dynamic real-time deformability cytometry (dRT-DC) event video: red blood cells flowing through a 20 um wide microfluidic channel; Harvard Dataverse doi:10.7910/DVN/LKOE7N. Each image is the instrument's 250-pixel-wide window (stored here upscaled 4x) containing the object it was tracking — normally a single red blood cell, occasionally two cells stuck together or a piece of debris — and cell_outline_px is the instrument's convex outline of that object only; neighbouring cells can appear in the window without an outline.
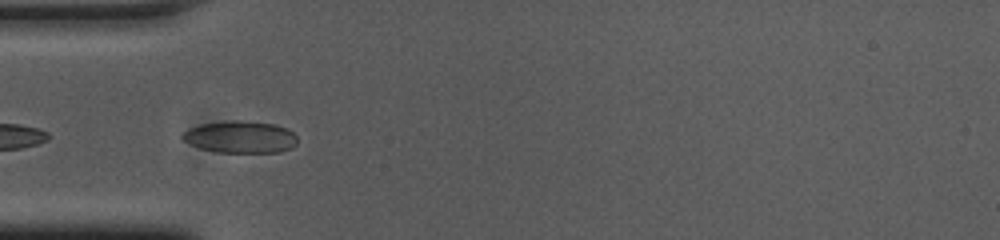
{"species": "common noctule bat (a hibernating species)", "species_latin": "Nyctalus noctula", "temperature_condition": "cold", "stored_images_in_passage": 9, "camera_frame_rate_fps": 3000, "um_per_image_px": 0.085, "animal": {"sex": "female", "body_mass_g": 23.0, "forearm_length_mm": 53.4}, "frame": {"image": 1, "passage_image": 2, "time_ms": 0.333, "image_size_px": [1000, 240], "cell_outline_px": [[296, 144], [292, 148], [280, 152], [216, 152], [200, 148], [184, 140], [180, 136], [188, 128], [200, 124], [232, 120], [240, 120], [276, 124], [288, 128], [296, 136]], "centroid_in_image_um": [20.45, 11.63], "position_along_channel_um": 64.6, "area_um2": 21.5}}